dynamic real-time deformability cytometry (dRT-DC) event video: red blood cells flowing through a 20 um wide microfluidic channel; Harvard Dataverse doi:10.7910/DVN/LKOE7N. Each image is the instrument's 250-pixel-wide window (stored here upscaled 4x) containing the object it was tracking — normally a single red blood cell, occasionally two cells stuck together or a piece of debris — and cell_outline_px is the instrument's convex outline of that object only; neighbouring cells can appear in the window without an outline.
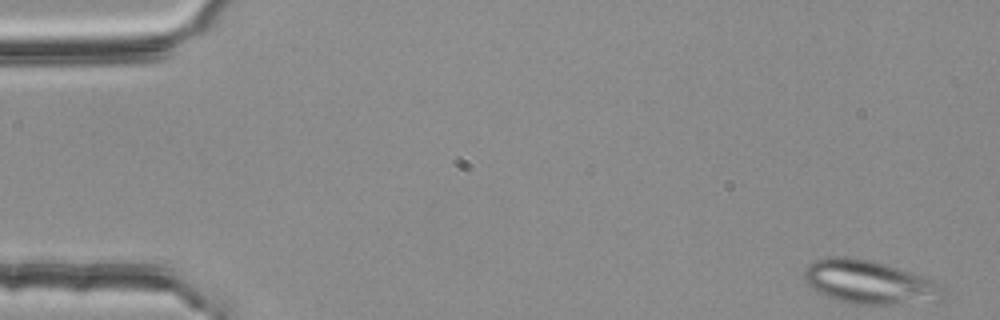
{"species": "common noctule bat (a hibernating species)", "species_latin": "Nyctalus noctula", "temperature_condition": "room temperature", "stored_images_in_passage": 51, "segment_of_instrument_passage": [1, 2], "camera_frame_rate_fps": 3000, "um_per_image_px": 0.085, "animal": {"sex": "female", "body_mass_g": 25.1}, "frame": {"image": 1, "passage_image": 1, "time_ms": 0.0, "image_size_px": [1000, 320], "cell_outline_px": [[948, 292], [944, 300], [892, 304], [852, 304], [836, 300], [804, 284], [804, 268], [808, 264], [824, 256], [848, 256], [872, 260], [932, 280], [940, 284]], "centroid_in_image_um": [73.87, 23.98], "position_along_channel_um": 11.1, "area_um2": 35.43}}